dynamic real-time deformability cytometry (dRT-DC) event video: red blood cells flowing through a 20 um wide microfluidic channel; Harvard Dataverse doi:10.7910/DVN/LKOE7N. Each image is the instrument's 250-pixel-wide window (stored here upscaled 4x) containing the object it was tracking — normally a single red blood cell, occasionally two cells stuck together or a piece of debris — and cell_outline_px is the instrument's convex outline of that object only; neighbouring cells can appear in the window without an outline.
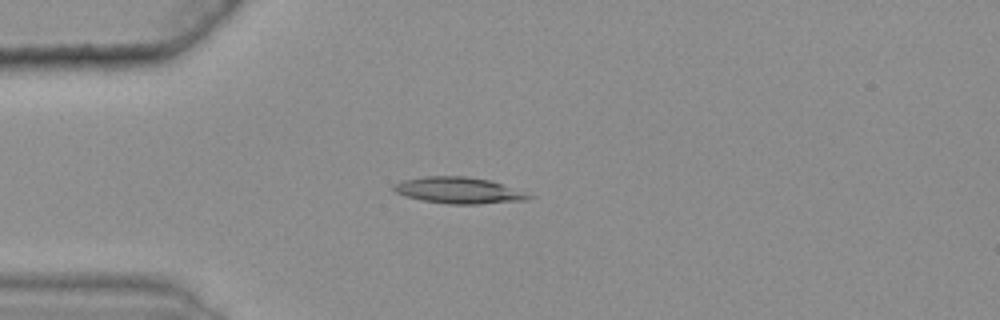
{"species": "common noctule bat (a hibernating species)", "species_latin": "Nyctalus noctula", "temperature_condition": "warm", "stored_images_in_passage": 41, "camera_frame_rate_fps": 3000, "um_per_image_px": 0.085, "animal": {"sex": "female", "body_mass_g": 25.1}, "frame": {"image": 1, "passage_image": 8, "time_ms": 2.333, "image_size_px": [1000, 320], "cell_outline_px": [[536, 196], [528, 200], [476, 204], [448, 204], [420, 200], [404, 196], [396, 192], [392, 188], [396, 184], [404, 180], [428, 176], [468, 176], [492, 180]], "centroid_in_image_um": [39.04, 16.18], "position_along_channel_um": 46.0, "area_um2": 20.81}}
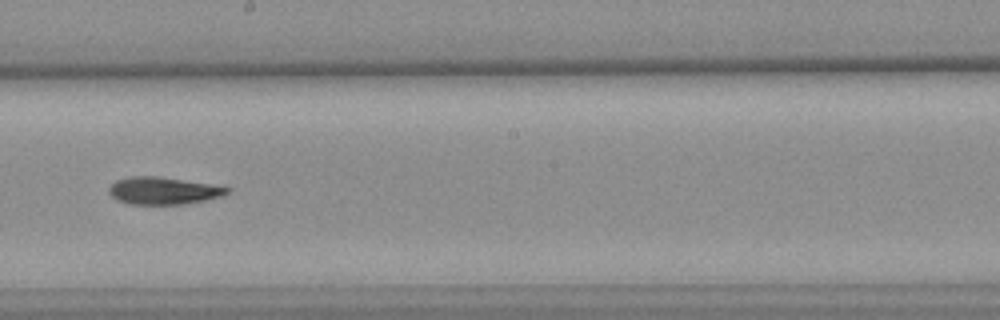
{"frame": {"image": 2, "passage_image": 25, "time_ms": 8.0, "image_size_px": [1000, 320], "cell_outline_px": [[232, 192], [220, 196], [204, 200], [184, 204], [128, 204], [116, 200], [108, 192], [108, 188], [116, 180], [128, 176], [156, 176], [208, 184], [232, 188]], "centroid_in_image_um": [13.84, 16.21], "position_along_channel_um": 234.4, "area_um2": 18.73}}
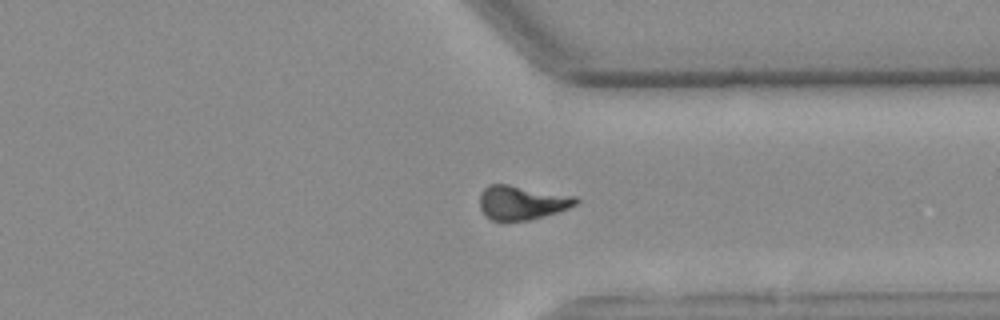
{"frame": {"image": 3, "passage_image": 36, "time_ms": 11.667, "image_size_px": [1000, 320], "cell_outline_px": [[580, 200], [576, 204], [568, 208], [544, 216], [528, 220], [504, 224], [492, 220], [480, 208], [480, 192], [488, 184], [508, 184], [576, 196]], "centroid_in_image_um": [44.33, 17.24], "position_along_channel_um": 367.1, "area_um2": 19.48}, "authors_computed_cell_mechanics": {"area_um2": 19.1318, "velocity_mm_per_s": 3.633, "shape_relaxation_time_tau1_ms": null, "shape_relaxation_time_tau2_ms": 6.797, "deformation_change_tau1": null, "deformation_change_tau2": 0.145}}